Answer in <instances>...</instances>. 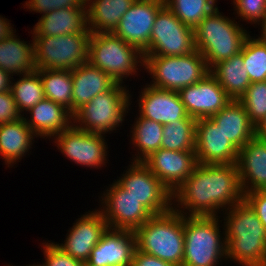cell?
<instances>
[{"instance_id": "83f0119b", "label": "cell", "mask_w": 266, "mask_h": 266, "mask_svg": "<svg viewBox=\"0 0 266 266\" xmlns=\"http://www.w3.org/2000/svg\"><path fill=\"white\" fill-rule=\"evenodd\" d=\"M136 0H87V26L92 34L113 32Z\"/></svg>"}, {"instance_id": "4316f807", "label": "cell", "mask_w": 266, "mask_h": 266, "mask_svg": "<svg viewBox=\"0 0 266 266\" xmlns=\"http://www.w3.org/2000/svg\"><path fill=\"white\" fill-rule=\"evenodd\" d=\"M31 42L22 41L15 33L0 41V69L11 76L36 71L33 38Z\"/></svg>"}, {"instance_id": "ac0fdd59", "label": "cell", "mask_w": 266, "mask_h": 266, "mask_svg": "<svg viewBox=\"0 0 266 266\" xmlns=\"http://www.w3.org/2000/svg\"><path fill=\"white\" fill-rule=\"evenodd\" d=\"M136 248L135 231L107 228L85 266H131Z\"/></svg>"}, {"instance_id": "ab89813d", "label": "cell", "mask_w": 266, "mask_h": 266, "mask_svg": "<svg viewBox=\"0 0 266 266\" xmlns=\"http://www.w3.org/2000/svg\"><path fill=\"white\" fill-rule=\"evenodd\" d=\"M11 91L0 92V124L22 118Z\"/></svg>"}, {"instance_id": "60d3db41", "label": "cell", "mask_w": 266, "mask_h": 266, "mask_svg": "<svg viewBox=\"0 0 266 266\" xmlns=\"http://www.w3.org/2000/svg\"><path fill=\"white\" fill-rule=\"evenodd\" d=\"M244 199L255 210L266 230V190H255L245 193Z\"/></svg>"}, {"instance_id": "2e32d148", "label": "cell", "mask_w": 266, "mask_h": 266, "mask_svg": "<svg viewBox=\"0 0 266 266\" xmlns=\"http://www.w3.org/2000/svg\"><path fill=\"white\" fill-rule=\"evenodd\" d=\"M142 163L173 194L192 174L197 160L195 151H173L160 148Z\"/></svg>"}, {"instance_id": "8fae6325", "label": "cell", "mask_w": 266, "mask_h": 266, "mask_svg": "<svg viewBox=\"0 0 266 266\" xmlns=\"http://www.w3.org/2000/svg\"><path fill=\"white\" fill-rule=\"evenodd\" d=\"M131 163L116 182L153 215L170 211L173 194L142 162Z\"/></svg>"}, {"instance_id": "d6a6232c", "label": "cell", "mask_w": 266, "mask_h": 266, "mask_svg": "<svg viewBox=\"0 0 266 266\" xmlns=\"http://www.w3.org/2000/svg\"><path fill=\"white\" fill-rule=\"evenodd\" d=\"M19 77L16 82L11 81L10 91L19 112L24 115L30 108L43 100L45 96L43 83L37 70L19 75Z\"/></svg>"}, {"instance_id": "5b68a950", "label": "cell", "mask_w": 266, "mask_h": 266, "mask_svg": "<svg viewBox=\"0 0 266 266\" xmlns=\"http://www.w3.org/2000/svg\"><path fill=\"white\" fill-rule=\"evenodd\" d=\"M219 216H184L182 266H217L226 259L225 231L220 233Z\"/></svg>"}, {"instance_id": "484cf974", "label": "cell", "mask_w": 266, "mask_h": 266, "mask_svg": "<svg viewBox=\"0 0 266 266\" xmlns=\"http://www.w3.org/2000/svg\"><path fill=\"white\" fill-rule=\"evenodd\" d=\"M35 136L23 117L0 124V156L8 168L20 162L31 150Z\"/></svg>"}, {"instance_id": "7402d4cb", "label": "cell", "mask_w": 266, "mask_h": 266, "mask_svg": "<svg viewBox=\"0 0 266 266\" xmlns=\"http://www.w3.org/2000/svg\"><path fill=\"white\" fill-rule=\"evenodd\" d=\"M29 112V113H28ZM29 117L23 119L31 128L36 138H51L66 130L73 124V114L52 100L44 98L27 111Z\"/></svg>"}, {"instance_id": "d6986e66", "label": "cell", "mask_w": 266, "mask_h": 266, "mask_svg": "<svg viewBox=\"0 0 266 266\" xmlns=\"http://www.w3.org/2000/svg\"><path fill=\"white\" fill-rule=\"evenodd\" d=\"M87 213V214H86ZM83 214L68 230L64 244L57 245L71 257L86 262L108 225L102 213L95 209Z\"/></svg>"}, {"instance_id": "4dcf8cb0", "label": "cell", "mask_w": 266, "mask_h": 266, "mask_svg": "<svg viewBox=\"0 0 266 266\" xmlns=\"http://www.w3.org/2000/svg\"><path fill=\"white\" fill-rule=\"evenodd\" d=\"M43 83L45 98L62 105L72 113L71 70L37 69Z\"/></svg>"}, {"instance_id": "d590c367", "label": "cell", "mask_w": 266, "mask_h": 266, "mask_svg": "<svg viewBox=\"0 0 266 266\" xmlns=\"http://www.w3.org/2000/svg\"><path fill=\"white\" fill-rule=\"evenodd\" d=\"M239 101L256 127L266 117V81L251 83Z\"/></svg>"}, {"instance_id": "f35d334b", "label": "cell", "mask_w": 266, "mask_h": 266, "mask_svg": "<svg viewBox=\"0 0 266 266\" xmlns=\"http://www.w3.org/2000/svg\"><path fill=\"white\" fill-rule=\"evenodd\" d=\"M87 0H26L25 5L29 11H34L35 13L47 14L53 10L63 9V8H87Z\"/></svg>"}, {"instance_id": "74e56055", "label": "cell", "mask_w": 266, "mask_h": 266, "mask_svg": "<svg viewBox=\"0 0 266 266\" xmlns=\"http://www.w3.org/2000/svg\"><path fill=\"white\" fill-rule=\"evenodd\" d=\"M50 242V243H48ZM46 241L42 243L43 254L45 261L39 266H85V263L71 257L55 242Z\"/></svg>"}, {"instance_id": "8992f818", "label": "cell", "mask_w": 266, "mask_h": 266, "mask_svg": "<svg viewBox=\"0 0 266 266\" xmlns=\"http://www.w3.org/2000/svg\"><path fill=\"white\" fill-rule=\"evenodd\" d=\"M88 62L109 75L116 83L123 85V78L134 74L136 76L138 67L144 66V57L135 46L126 43L112 32L91 33Z\"/></svg>"}, {"instance_id": "3957f363", "label": "cell", "mask_w": 266, "mask_h": 266, "mask_svg": "<svg viewBox=\"0 0 266 266\" xmlns=\"http://www.w3.org/2000/svg\"><path fill=\"white\" fill-rule=\"evenodd\" d=\"M136 247L139 251L155 256L176 266H182L184 258V215L173 208L153 215L136 231Z\"/></svg>"}, {"instance_id": "52a82bcc", "label": "cell", "mask_w": 266, "mask_h": 266, "mask_svg": "<svg viewBox=\"0 0 266 266\" xmlns=\"http://www.w3.org/2000/svg\"><path fill=\"white\" fill-rule=\"evenodd\" d=\"M126 88L117 84L111 91L100 93L82 105L73 113V125L83 131L104 135L116 131L123 125L132 103V95Z\"/></svg>"}, {"instance_id": "b9f144b4", "label": "cell", "mask_w": 266, "mask_h": 266, "mask_svg": "<svg viewBox=\"0 0 266 266\" xmlns=\"http://www.w3.org/2000/svg\"><path fill=\"white\" fill-rule=\"evenodd\" d=\"M131 266H176L167 261H163L155 256L146 254L135 249Z\"/></svg>"}, {"instance_id": "7dc6e473", "label": "cell", "mask_w": 266, "mask_h": 266, "mask_svg": "<svg viewBox=\"0 0 266 266\" xmlns=\"http://www.w3.org/2000/svg\"><path fill=\"white\" fill-rule=\"evenodd\" d=\"M211 1L216 5L217 0H211Z\"/></svg>"}, {"instance_id": "5bb4252c", "label": "cell", "mask_w": 266, "mask_h": 266, "mask_svg": "<svg viewBox=\"0 0 266 266\" xmlns=\"http://www.w3.org/2000/svg\"><path fill=\"white\" fill-rule=\"evenodd\" d=\"M164 6V0H136L112 33L144 54L149 47L155 18Z\"/></svg>"}, {"instance_id": "f6af8a7d", "label": "cell", "mask_w": 266, "mask_h": 266, "mask_svg": "<svg viewBox=\"0 0 266 266\" xmlns=\"http://www.w3.org/2000/svg\"><path fill=\"white\" fill-rule=\"evenodd\" d=\"M256 136L266 140V117L258 126H256Z\"/></svg>"}, {"instance_id": "9c48e42d", "label": "cell", "mask_w": 266, "mask_h": 266, "mask_svg": "<svg viewBox=\"0 0 266 266\" xmlns=\"http://www.w3.org/2000/svg\"><path fill=\"white\" fill-rule=\"evenodd\" d=\"M90 34L32 36L36 68L72 70L88 62Z\"/></svg>"}, {"instance_id": "9a60e30c", "label": "cell", "mask_w": 266, "mask_h": 266, "mask_svg": "<svg viewBox=\"0 0 266 266\" xmlns=\"http://www.w3.org/2000/svg\"><path fill=\"white\" fill-rule=\"evenodd\" d=\"M178 94L188 115L196 120L212 117L232 100L210 72Z\"/></svg>"}, {"instance_id": "836d02e7", "label": "cell", "mask_w": 266, "mask_h": 266, "mask_svg": "<svg viewBox=\"0 0 266 266\" xmlns=\"http://www.w3.org/2000/svg\"><path fill=\"white\" fill-rule=\"evenodd\" d=\"M165 5L185 25L196 26L216 8L211 0H164Z\"/></svg>"}, {"instance_id": "1f68e13d", "label": "cell", "mask_w": 266, "mask_h": 266, "mask_svg": "<svg viewBox=\"0 0 266 266\" xmlns=\"http://www.w3.org/2000/svg\"><path fill=\"white\" fill-rule=\"evenodd\" d=\"M196 119L188 116L164 125L161 148L173 151H195Z\"/></svg>"}, {"instance_id": "d4e9b609", "label": "cell", "mask_w": 266, "mask_h": 266, "mask_svg": "<svg viewBox=\"0 0 266 266\" xmlns=\"http://www.w3.org/2000/svg\"><path fill=\"white\" fill-rule=\"evenodd\" d=\"M210 118L238 150L256 135V127L239 100H231Z\"/></svg>"}, {"instance_id": "e575fe53", "label": "cell", "mask_w": 266, "mask_h": 266, "mask_svg": "<svg viewBox=\"0 0 266 266\" xmlns=\"http://www.w3.org/2000/svg\"><path fill=\"white\" fill-rule=\"evenodd\" d=\"M243 63L251 83L266 81V43L249 35L243 44Z\"/></svg>"}, {"instance_id": "277c9868", "label": "cell", "mask_w": 266, "mask_h": 266, "mask_svg": "<svg viewBox=\"0 0 266 266\" xmlns=\"http://www.w3.org/2000/svg\"><path fill=\"white\" fill-rule=\"evenodd\" d=\"M239 25L235 19L221 14L217 7L196 26L195 47L205 58L209 70L218 62L241 52L250 34Z\"/></svg>"}, {"instance_id": "7a4b0ae2", "label": "cell", "mask_w": 266, "mask_h": 266, "mask_svg": "<svg viewBox=\"0 0 266 266\" xmlns=\"http://www.w3.org/2000/svg\"><path fill=\"white\" fill-rule=\"evenodd\" d=\"M224 212L226 259L241 266H266V230L255 210L243 199Z\"/></svg>"}, {"instance_id": "f1b7e54d", "label": "cell", "mask_w": 266, "mask_h": 266, "mask_svg": "<svg viewBox=\"0 0 266 266\" xmlns=\"http://www.w3.org/2000/svg\"><path fill=\"white\" fill-rule=\"evenodd\" d=\"M210 73L232 100H239L251 84L243 63V46L239 54L215 64Z\"/></svg>"}, {"instance_id": "cb8c5ba5", "label": "cell", "mask_w": 266, "mask_h": 266, "mask_svg": "<svg viewBox=\"0 0 266 266\" xmlns=\"http://www.w3.org/2000/svg\"><path fill=\"white\" fill-rule=\"evenodd\" d=\"M33 30V31H32ZM32 36H59L91 33L87 26V8H63L42 15L34 28Z\"/></svg>"}, {"instance_id": "f546056e", "label": "cell", "mask_w": 266, "mask_h": 266, "mask_svg": "<svg viewBox=\"0 0 266 266\" xmlns=\"http://www.w3.org/2000/svg\"><path fill=\"white\" fill-rule=\"evenodd\" d=\"M137 119V120H136ZM131 128V141L138 154L133 155L134 162H142L150 154L161 148L164 125L137 115ZM133 129V130H132Z\"/></svg>"}, {"instance_id": "ba28073f", "label": "cell", "mask_w": 266, "mask_h": 266, "mask_svg": "<svg viewBox=\"0 0 266 266\" xmlns=\"http://www.w3.org/2000/svg\"><path fill=\"white\" fill-rule=\"evenodd\" d=\"M144 70L151 76L152 87L179 91L199 82L210 70L205 58L195 50L183 56H143Z\"/></svg>"}, {"instance_id": "ee69618b", "label": "cell", "mask_w": 266, "mask_h": 266, "mask_svg": "<svg viewBox=\"0 0 266 266\" xmlns=\"http://www.w3.org/2000/svg\"><path fill=\"white\" fill-rule=\"evenodd\" d=\"M14 81L13 76L3 69H0V92L9 91L11 87V81Z\"/></svg>"}, {"instance_id": "7c38bea8", "label": "cell", "mask_w": 266, "mask_h": 266, "mask_svg": "<svg viewBox=\"0 0 266 266\" xmlns=\"http://www.w3.org/2000/svg\"><path fill=\"white\" fill-rule=\"evenodd\" d=\"M110 186V187H109ZM103 191L98 208L108 228L136 231L153 214L139 200L123 189L116 180ZM102 208V209H101Z\"/></svg>"}, {"instance_id": "8d00e7d4", "label": "cell", "mask_w": 266, "mask_h": 266, "mask_svg": "<svg viewBox=\"0 0 266 266\" xmlns=\"http://www.w3.org/2000/svg\"><path fill=\"white\" fill-rule=\"evenodd\" d=\"M235 14L247 23H261L266 16V0H233Z\"/></svg>"}, {"instance_id": "44dd1931", "label": "cell", "mask_w": 266, "mask_h": 266, "mask_svg": "<svg viewBox=\"0 0 266 266\" xmlns=\"http://www.w3.org/2000/svg\"><path fill=\"white\" fill-rule=\"evenodd\" d=\"M236 165L243 194L266 190V140L255 135L238 151Z\"/></svg>"}, {"instance_id": "ffe728a7", "label": "cell", "mask_w": 266, "mask_h": 266, "mask_svg": "<svg viewBox=\"0 0 266 266\" xmlns=\"http://www.w3.org/2000/svg\"><path fill=\"white\" fill-rule=\"evenodd\" d=\"M139 95L138 114L141 117L167 125L189 116L178 91L162 90L146 84Z\"/></svg>"}, {"instance_id": "30bf717a", "label": "cell", "mask_w": 266, "mask_h": 266, "mask_svg": "<svg viewBox=\"0 0 266 266\" xmlns=\"http://www.w3.org/2000/svg\"><path fill=\"white\" fill-rule=\"evenodd\" d=\"M195 50L194 29L183 24L165 5L155 18L143 56H183Z\"/></svg>"}, {"instance_id": "7bdbcfd3", "label": "cell", "mask_w": 266, "mask_h": 266, "mask_svg": "<svg viewBox=\"0 0 266 266\" xmlns=\"http://www.w3.org/2000/svg\"><path fill=\"white\" fill-rule=\"evenodd\" d=\"M11 26V23L7 18H3L0 15V41L8 38L12 34L16 33V30ZM15 31V32H14Z\"/></svg>"}, {"instance_id": "bcb514c9", "label": "cell", "mask_w": 266, "mask_h": 266, "mask_svg": "<svg viewBox=\"0 0 266 266\" xmlns=\"http://www.w3.org/2000/svg\"><path fill=\"white\" fill-rule=\"evenodd\" d=\"M259 25H260V36H257L259 39H261L262 41H264L265 43H266V16H265V18H264V20L261 22V23H259Z\"/></svg>"}, {"instance_id": "6da1fadb", "label": "cell", "mask_w": 266, "mask_h": 266, "mask_svg": "<svg viewBox=\"0 0 266 266\" xmlns=\"http://www.w3.org/2000/svg\"><path fill=\"white\" fill-rule=\"evenodd\" d=\"M243 199L236 164L197 163L173 193V209L184 216H217Z\"/></svg>"}, {"instance_id": "603a6c76", "label": "cell", "mask_w": 266, "mask_h": 266, "mask_svg": "<svg viewBox=\"0 0 266 266\" xmlns=\"http://www.w3.org/2000/svg\"><path fill=\"white\" fill-rule=\"evenodd\" d=\"M72 74V114L82 105L89 103L100 93L111 91L116 83L99 68L86 62L71 70Z\"/></svg>"}, {"instance_id": "4fadbf2b", "label": "cell", "mask_w": 266, "mask_h": 266, "mask_svg": "<svg viewBox=\"0 0 266 266\" xmlns=\"http://www.w3.org/2000/svg\"><path fill=\"white\" fill-rule=\"evenodd\" d=\"M104 138V134L83 131L73 124L52 137L57 149L67 159L75 164L97 169L108 163V145Z\"/></svg>"}, {"instance_id": "e0dca14e", "label": "cell", "mask_w": 266, "mask_h": 266, "mask_svg": "<svg viewBox=\"0 0 266 266\" xmlns=\"http://www.w3.org/2000/svg\"><path fill=\"white\" fill-rule=\"evenodd\" d=\"M238 149L211 118L196 120L195 154L200 164H236Z\"/></svg>"}]
</instances>
